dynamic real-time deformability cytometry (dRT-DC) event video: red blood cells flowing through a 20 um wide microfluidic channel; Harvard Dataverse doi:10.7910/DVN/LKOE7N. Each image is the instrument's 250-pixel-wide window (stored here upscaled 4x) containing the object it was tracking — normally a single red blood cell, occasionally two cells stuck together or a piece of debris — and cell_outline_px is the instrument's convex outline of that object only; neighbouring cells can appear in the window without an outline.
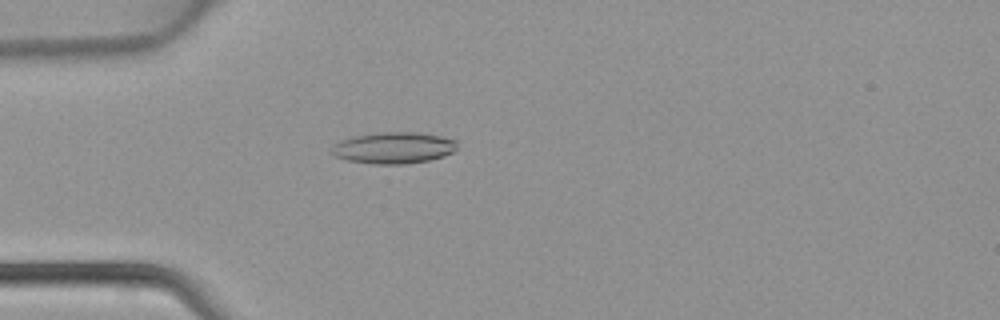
{"species": "common noctule bat (a hibernating species)", "species_latin": "Nyctalus noctula", "temperature_condition": "warm", "stored_images_in_passage": 3, "camera_frame_rate_fps": 3000, "um_per_image_px": 0.085, "animal": {"sex": "female", "body_mass_g": 22.7, "forearm_length_mm": 54.2}, "frame": {"image": 1, "passage_image": 3, "time_ms": 0.667, "image_size_px": [1000, 320], "cell_outline_px": [[456, 148], [452, 152], [444, 156], [428, 160], [404, 164], [372, 164], [348, 160], [336, 156], [328, 148], [332, 144], [340, 140], [352, 136], [376, 132], [416, 132], [440, 136], [456, 140]], "centroid_in_image_um": [33.4, 12.56], "position_along_channel_um": 51.6, "area_um2": 23.12}}